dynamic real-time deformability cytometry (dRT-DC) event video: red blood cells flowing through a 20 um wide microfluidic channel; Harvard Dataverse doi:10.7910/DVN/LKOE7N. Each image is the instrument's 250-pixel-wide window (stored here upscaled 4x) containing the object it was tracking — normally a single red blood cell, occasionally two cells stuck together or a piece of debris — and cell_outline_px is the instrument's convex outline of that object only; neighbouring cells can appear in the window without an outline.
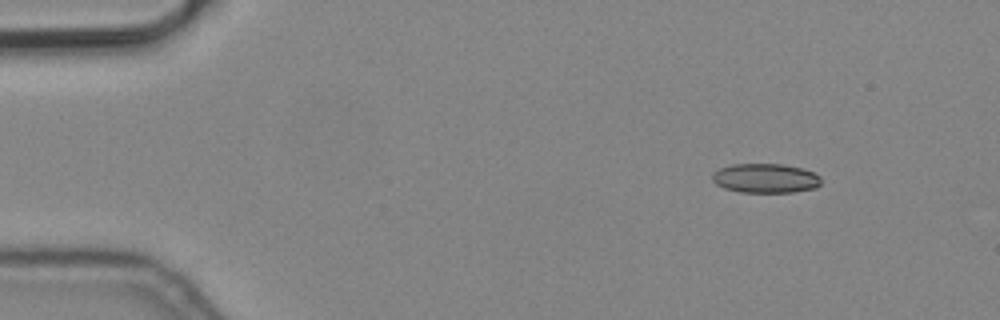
{"species": "common noctule bat (a hibernating species)", "species_latin": "Nyctalus noctula", "temperature_condition": "cold", "stored_images_in_passage": 5, "camera_frame_rate_fps": 3000, "um_per_image_px": 0.085, "animal": {"sex": "male", "body_mass_g": 19.2, "forearm_length_mm": 51.8}, "frame": {"image": 1, "passage_image": 2, "time_ms": 0.333, "image_size_px": [1000, 320], "cell_outline_px": [[820, 184], [816, 188], [792, 192], [740, 192], [724, 188], [716, 184], [712, 180], [712, 172], [720, 168], [732, 164], [784, 164], [800, 168], [812, 172], [820, 176]], "centroid_in_image_um": [65.04, 15.15], "position_along_channel_um": 20.0, "area_um2": 18.61}}
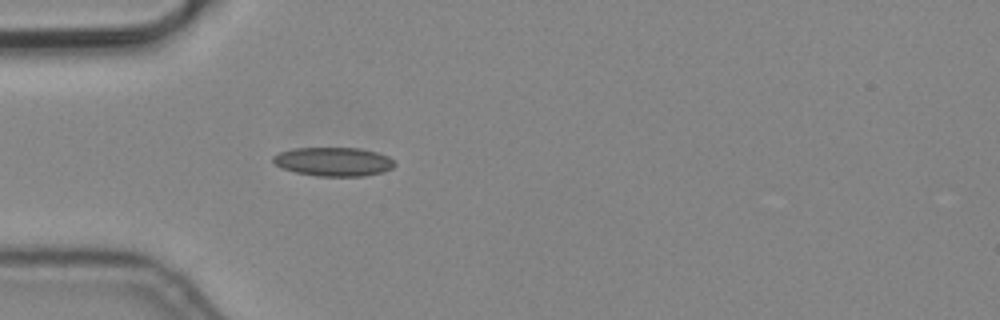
{"frame": {"image": 2, "passage_image": 5, "time_ms": 1.333, "image_size_px": [1000, 320], "cell_outline_px": [[396, 164], [392, 168], [384, 172], [364, 176], [320, 176], [296, 172], [284, 168], [276, 164], [272, 160], [272, 156], [280, 152], [292, 148], [360, 148], [376, 152], [388, 156]], "centroid_in_image_um": [28.37, 13.74], "position_along_channel_um": 56.6, "area_um2": 20.35}}